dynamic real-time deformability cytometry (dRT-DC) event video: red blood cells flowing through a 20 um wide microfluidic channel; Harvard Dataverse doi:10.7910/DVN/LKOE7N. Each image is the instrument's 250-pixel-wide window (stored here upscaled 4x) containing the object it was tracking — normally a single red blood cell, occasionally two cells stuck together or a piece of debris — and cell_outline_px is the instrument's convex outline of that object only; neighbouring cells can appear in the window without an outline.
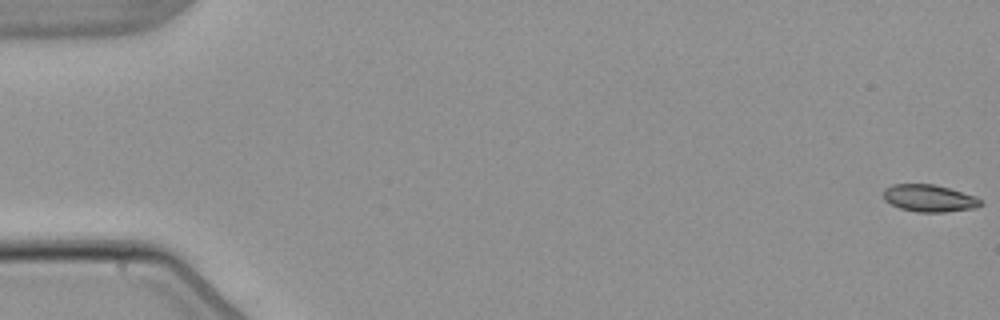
{"species": "common noctule bat (a hibernating species)", "species_latin": "Nyctalus noctula", "temperature_condition": "warm", "stored_images_in_passage": 3, "camera_frame_rate_fps": 3000, "um_per_image_px": 0.085, "animal": {"sex": "male", "body_mass_g": 21.5, "forearm_length_mm": 52.0}, "frame": {"image": 1, "passage_image": 1, "time_ms": 0.0, "image_size_px": [1000, 320], "cell_outline_px": [[984, 204], [976, 208], [944, 212], [920, 212], [900, 208], [884, 200], [884, 188], [892, 184], [936, 184], [976, 196]], "centroid_in_image_um": [79.01, 16.84], "position_along_channel_um": 6.0, "area_um2": 15.43}}
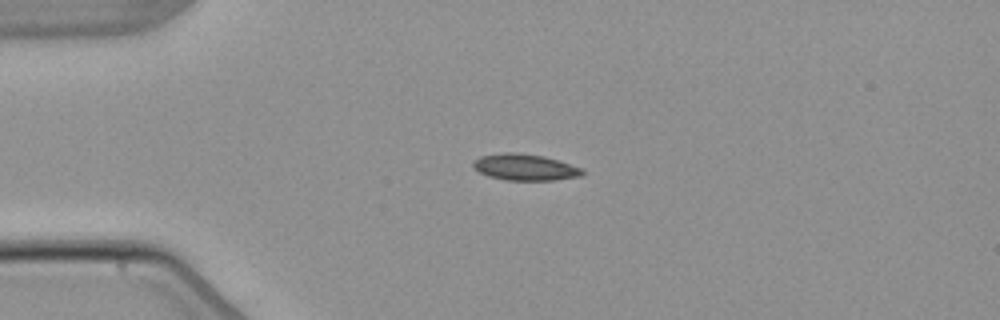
{"frame": {"image": 2, "passage_image": 2, "time_ms": 4.333, "image_size_px": [1000, 320], "cell_outline_px": [[584, 172], [580, 176], [552, 180], [504, 180], [488, 176], [472, 168], [472, 160], [480, 156], [504, 152], [516, 152], [544, 156], [584, 168]], "centroid_in_image_um": [44.58, 14.2], "position_along_channel_um": 40.4, "area_um2": 16.94}}